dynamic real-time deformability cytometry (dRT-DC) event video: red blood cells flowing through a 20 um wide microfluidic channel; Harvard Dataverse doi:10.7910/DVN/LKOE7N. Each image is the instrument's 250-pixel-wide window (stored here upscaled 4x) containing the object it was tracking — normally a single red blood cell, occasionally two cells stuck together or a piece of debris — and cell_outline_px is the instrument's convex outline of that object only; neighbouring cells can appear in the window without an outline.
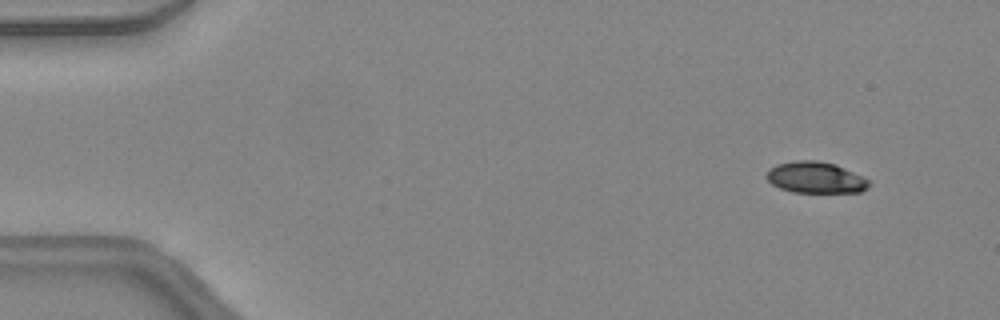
{"species": "common noctule bat (a hibernating species)", "species_latin": "Nyctalus noctula", "temperature_condition": "warm", "stored_images_in_passage": 15, "camera_frame_rate_fps": 3000, "um_per_image_px": 0.085, "animal": {"sex": "female", "body_mass_g": 24.6, "forearm_length_mm": 56.2}, "frame": {"image": 1, "passage_image": 5, "time_ms": 1.333, "image_size_px": [1000, 320], "cell_outline_px": [[872, 184], [868, 188], [860, 192], [792, 192], [780, 188], [772, 184], [764, 176], [768, 168], [776, 164], [796, 160], [816, 160], [836, 164], [872, 180]], "centroid_in_image_um": [69.34, 15.08], "position_along_channel_um": 15.7, "area_um2": 19.07}}